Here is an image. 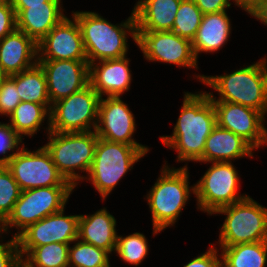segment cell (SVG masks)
<instances>
[{
    "mask_svg": "<svg viewBox=\"0 0 267 267\" xmlns=\"http://www.w3.org/2000/svg\"><path fill=\"white\" fill-rule=\"evenodd\" d=\"M216 125V111L209 94L185 92L172 136H160V139L166 147L177 151L178 162H199L203 157L206 139Z\"/></svg>",
    "mask_w": 267,
    "mask_h": 267,
    "instance_id": "obj_1",
    "label": "cell"
},
{
    "mask_svg": "<svg viewBox=\"0 0 267 267\" xmlns=\"http://www.w3.org/2000/svg\"><path fill=\"white\" fill-rule=\"evenodd\" d=\"M80 26L88 64L107 59L127 57V34L137 43L136 18L131 16L119 25H113L95 12H74Z\"/></svg>",
    "mask_w": 267,
    "mask_h": 267,
    "instance_id": "obj_2",
    "label": "cell"
},
{
    "mask_svg": "<svg viewBox=\"0 0 267 267\" xmlns=\"http://www.w3.org/2000/svg\"><path fill=\"white\" fill-rule=\"evenodd\" d=\"M205 85L219 93V99L208 93L211 101L241 104L267 113V59H261L245 68L219 76H196Z\"/></svg>",
    "mask_w": 267,
    "mask_h": 267,
    "instance_id": "obj_3",
    "label": "cell"
},
{
    "mask_svg": "<svg viewBox=\"0 0 267 267\" xmlns=\"http://www.w3.org/2000/svg\"><path fill=\"white\" fill-rule=\"evenodd\" d=\"M160 177L147 194V201L152 214L153 234L173 226L184 209L190 191L195 194V186H189L187 166L170 169L163 165Z\"/></svg>",
    "mask_w": 267,
    "mask_h": 267,
    "instance_id": "obj_4",
    "label": "cell"
},
{
    "mask_svg": "<svg viewBox=\"0 0 267 267\" xmlns=\"http://www.w3.org/2000/svg\"><path fill=\"white\" fill-rule=\"evenodd\" d=\"M48 143L44 145L59 172L74 187L84 177L76 173L81 170L88 174L93 163L98 141L96 131L48 132Z\"/></svg>",
    "mask_w": 267,
    "mask_h": 267,
    "instance_id": "obj_5",
    "label": "cell"
},
{
    "mask_svg": "<svg viewBox=\"0 0 267 267\" xmlns=\"http://www.w3.org/2000/svg\"><path fill=\"white\" fill-rule=\"evenodd\" d=\"M147 147H134L110 142L98 137L88 180L100 193L102 200L111 193L119 180L148 153Z\"/></svg>",
    "mask_w": 267,
    "mask_h": 267,
    "instance_id": "obj_6",
    "label": "cell"
},
{
    "mask_svg": "<svg viewBox=\"0 0 267 267\" xmlns=\"http://www.w3.org/2000/svg\"><path fill=\"white\" fill-rule=\"evenodd\" d=\"M74 188V186H50L21 191L12 212L0 225V234L7 233L8 227H16L19 231L13 237L17 238L33 223L65 209Z\"/></svg>",
    "mask_w": 267,
    "mask_h": 267,
    "instance_id": "obj_7",
    "label": "cell"
},
{
    "mask_svg": "<svg viewBox=\"0 0 267 267\" xmlns=\"http://www.w3.org/2000/svg\"><path fill=\"white\" fill-rule=\"evenodd\" d=\"M227 215L219 234L220 246L267 241V208L250 196L218 209Z\"/></svg>",
    "mask_w": 267,
    "mask_h": 267,
    "instance_id": "obj_8",
    "label": "cell"
},
{
    "mask_svg": "<svg viewBox=\"0 0 267 267\" xmlns=\"http://www.w3.org/2000/svg\"><path fill=\"white\" fill-rule=\"evenodd\" d=\"M101 97L89 84L52 104L47 131L58 133L95 131ZM92 128V130H91Z\"/></svg>",
    "mask_w": 267,
    "mask_h": 267,
    "instance_id": "obj_9",
    "label": "cell"
},
{
    "mask_svg": "<svg viewBox=\"0 0 267 267\" xmlns=\"http://www.w3.org/2000/svg\"><path fill=\"white\" fill-rule=\"evenodd\" d=\"M238 184L239 175L232 162H212L194 184L198 209L212 215L222 207L245 199L246 194H237Z\"/></svg>",
    "mask_w": 267,
    "mask_h": 267,
    "instance_id": "obj_10",
    "label": "cell"
},
{
    "mask_svg": "<svg viewBox=\"0 0 267 267\" xmlns=\"http://www.w3.org/2000/svg\"><path fill=\"white\" fill-rule=\"evenodd\" d=\"M22 145L6 164L21 191L50 186H73L59 172L44 146L31 152Z\"/></svg>",
    "mask_w": 267,
    "mask_h": 267,
    "instance_id": "obj_11",
    "label": "cell"
},
{
    "mask_svg": "<svg viewBox=\"0 0 267 267\" xmlns=\"http://www.w3.org/2000/svg\"><path fill=\"white\" fill-rule=\"evenodd\" d=\"M78 220L79 215L65 216L63 209L30 225L17 237L21 260L36 246L76 242Z\"/></svg>",
    "mask_w": 267,
    "mask_h": 267,
    "instance_id": "obj_12",
    "label": "cell"
},
{
    "mask_svg": "<svg viewBox=\"0 0 267 267\" xmlns=\"http://www.w3.org/2000/svg\"><path fill=\"white\" fill-rule=\"evenodd\" d=\"M136 44L148 61L198 68L192 41L172 31L137 32Z\"/></svg>",
    "mask_w": 267,
    "mask_h": 267,
    "instance_id": "obj_13",
    "label": "cell"
},
{
    "mask_svg": "<svg viewBox=\"0 0 267 267\" xmlns=\"http://www.w3.org/2000/svg\"><path fill=\"white\" fill-rule=\"evenodd\" d=\"M47 83L51 105L90 84L87 60H38Z\"/></svg>",
    "mask_w": 267,
    "mask_h": 267,
    "instance_id": "obj_14",
    "label": "cell"
},
{
    "mask_svg": "<svg viewBox=\"0 0 267 267\" xmlns=\"http://www.w3.org/2000/svg\"><path fill=\"white\" fill-rule=\"evenodd\" d=\"M217 125L241 136L254 149L263 147L265 116L255 109L237 103L212 101Z\"/></svg>",
    "mask_w": 267,
    "mask_h": 267,
    "instance_id": "obj_15",
    "label": "cell"
},
{
    "mask_svg": "<svg viewBox=\"0 0 267 267\" xmlns=\"http://www.w3.org/2000/svg\"><path fill=\"white\" fill-rule=\"evenodd\" d=\"M135 127L134 115L120 96L100 99L98 123L95 130L99 138L134 147H146L132 138Z\"/></svg>",
    "mask_w": 267,
    "mask_h": 267,
    "instance_id": "obj_16",
    "label": "cell"
},
{
    "mask_svg": "<svg viewBox=\"0 0 267 267\" xmlns=\"http://www.w3.org/2000/svg\"><path fill=\"white\" fill-rule=\"evenodd\" d=\"M64 17L39 43L38 60H87L80 26Z\"/></svg>",
    "mask_w": 267,
    "mask_h": 267,
    "instance_id": "obj_17",
    "label": "cell"
},
{
    "mask_svg": "<svg viewBox=\"0 0 267 267\" xmlns=\"http://www.w3.org/2000/svg\"><path fill=\"white\" fill-rule=\"evenodd\" d=\"M129 59L100 60L89 65V81L92 88L102 98L121 96L128 91L131 84Z\"/></svg>",
    "mask_w": 267,
    "mask_h": 267,
    "instance_id": "obj_18",
    "label": "cell"
},
{
    "mask_svg": "<svg viewBox=\"0 0 267 267\" xmlns=\"http://www.w3.org/2000/svg\"><path fill=\"white\" fill-rule=\"evenodd\" d=\"M0 63L8 76L29 69L38 63V44L15 29L0 40Z\"/></svg>",
    "mask_w": 267,
    "mask_h": 267,
    "instance_id": "obj_19",
    "label": "cell"
},
{
    "mask_svg": "<svg viewBox=\"0 0 267 267\" xmlns=\"http://www.w3.org/2000/svg\"><path fill=\"white\" fill-rule=\"evenodd\" d=\"M16 29L37 44L64 18L61 2H46L30 8H14Z\"/></svg>",
    "mask_w": 267,
    "mask_h": 267,
    "instance_id": "obj_20",
    "label": "cell"
},
{
    "mask_svg": "<svg viewBox=\"0 0 267 267\" xmlns=\"http://www.w3.org/2000/svg\"><path fill=\"white\" fill-rule=\"evenodd\" d=\"M255 150L241 136L216 125L206 139L203 157L199 162H231L248 156Z\"/></svg>",
    "mask_w": 267,
    "mask_h": 267,
    "instance_id": "obj_21",
    "label": "cell"
},
{
    "mask_svg": "<svg viewBox=\"0 0 267 267\" xmlns=\"http://www.w3.org/2000/svg\"><path fill=\"white\" fill-rule=\"evenodd\" d=\"M116 220L106 208L98 210L92 215H79L78 239L92 244L110 254L116 249L117 232Z\"/></svg>",
    "mask_w": 267,
    "mask_h": 267,
    "instance_id": "obj_22",
    "label": "cell"
},
{
    "mask_svg": "<svg viewBox=\"0 0 267 267\" xmlns=\"http://www.w3.org/2000/svg\"><path fill=\"white\" fill-rule=\"evenodd\" d=\"M181 0H139L133 12L137 32L172 31Z\"/></svg>",
    "mask_w": 267,
    "mask_h": 267,
    "instance_id": "obj_23",
    "label": "cell"
},
{
    "mask_svg": "<svg viewBox=\"0 0 267 267\" xmlns=\"http://www.w3.org/2000/svg\"><path fill=\"white\" fill-rule=\"evenodd\" d=\"M230 19L226 11L209 13L202 16L201 24L195 38L192 40V48L196 59L200 52L218 51L231 33Z\"/></svg>",
    "mask_w": 267,
    "mask_h": 267,
    "instance_id": "obj_24",
    "label": "cell"
},
{
    "mask_svg": "<svg viewBox=\"0 0 267 267\" xmlns=\"http://www.w3.org/2000/svg\"><path fill=\"white\" fill-rule=\"evenodd\" d=\"M10 77L16 83L21 102L43 104L51 111L52 105L48 96L46 77L38 63Z\"/></svg>",
    "mask_w": 267,
    "mask_h": 267,
    "instance_id": "obj_25",
    "label": "cell"
},
{
    "mask_svg": "<svg viewBox=\"0 0 267 267\" xmlns=\"http://www.w3.org/2000/svg\"><path fill=\"white\" fill-rule=\"evenodd\" d=\"M222 249V250H221ZM222 267H265L267 241L220 246Z\"/></svg>",
    "mask_w": 267,
    "mask_h": 267,
    "instance_id": "obj_26",
    "label": "cell"
},
{
    "mask_svg": "<svg viewBox=\"0 0 267 267\" xmlns=\"http://www.w3.org/2000/svg\"><path fill=\"white\" fill-rule=\"evenodd\" d=\"M46 116L50 125V111L43 104L20 102L9 115V125L21 139L23 135L32 137L40 129L44 119H47Z\"/></svg>",
    "mask_w": 267,
    "mask_h": 267,
    "instance_id": "obj_27",
    "label": "cell"
},
{
    "mask_svg": "<svg viewBox=\"0 0 267 267\" xmlns=\"http://www.w3.org/2000/svg\"><path fill=\"white\" fill-rule=\"evenodd\" d=\"M69 247L57 242L36 246L21 262L26 267H69Z\"/></svg>",
    "mask_w": 267,
    "mask_h": 267,
    "instance_id": "obj_28",
    "label": "cell"
},
{
    "mask_svg": "<svg viewBox=\"0 0 267 267\" xmlns=\"http://www.w3.org/2000/svg\"><path fill=\"white\" fill-rule=\"evenodd\" d=\"M69 247V267H110L109 252L76 239Z\"/></svg>",
    "mask_w": 267,
    "mask_h": 267,
    "instance_id": "obj_29",
    "label": "cell"
},
{
    "mask_svg": "<svg viewBox=\"0 0 267 267\" xmlns=\"http://www.w3.org/2000/svg\"><path fill=\"white\" fill-rule=\"evenodd\" d=\"M202 16L203 13L197 7L194 0H181L172 32L192 41L201 24Z\"/></svg>",
    "mask_w": 267,
    "mask_h": 267,
    "instance_id": "obj_30",
    "label": "cell"
},
{
    "mask_svg": "<svg viewBox=\"0 0 267 267\" xmlns=\"http://www.w3.org/2000/svg\"><path fill=\"white\" fill-rule=\"evenodd\" d=\"M148 250V242L143 234L118 235L115 252L124 262L137 266L147 257Z\"/></svg>",
    "mask_w": 267,
    "mask_h": 267,
    "instance_id": "obj_31",
    "label": "cell"
},
{
    "mask_svg": "<svg viewBox=\"0 0 267 267\" xmlns=\"http://www.w3.org/2000/svg\"><path fill=\"white\" fill-rule=\"evenodd\" d=\"M21 189L6 165H0V225L7 219L19 199Z\"/></svg>",
    "mask_w": 267,
    "mask_h": 267,
    "instance_id": "obj_32",
    "label": "cell"
},
{
    "mask_svg": "<svg viewBox=\"0 0 267 267\" xmlns=\"http://www.w3.org/2000/svg\"><path fill=\"white\" fill-rule=\"evenodd\" d=\"M21 99L15 81L10 77L0 84V114L9 115L20 104Z\"/></svg>",
    "mask_w": 267,
    "mask_h": 267,
    "instance_id": "obj_33",
    "label": "cell"
},
{
    "mask_svg": "<svg viewBox=\"0 0 267 267\" xmlns=\"http://www.w3.org/2000/svg\"><path fill=\"white\" fill-rule=\"evenodd\" d=\"M20 143H22V139L14 132L10 125L0 122V154H3V157L0 158V165H6L9 162L15 154L14 150L20 149V147L18 148ZM10 151H12V154L7 156L6 154Z\"/></svg>",
    "mask_w": 267,
    "mask_h": 267,
    "instance_id": "obj_34",
    "label": "cell"
},
{
    "mask_svg": "<svg viewBox=\"0 0 267 267\" xmlns=\"http://www.w3.org/2000/svg\"><path fill=\"white\" fill-rule=\"evenodd\" d=\"M21 263L17 238L0 243V267H18Z\"/></svg>",
    "mask_w": 267,
    "mask_h": 267,
    "instance_id": "obj_35",
    "label": "cell"
},
{
    "mask_svg": "<svg viewBox=\"0 0 267 267\" xmlns=\"http://www.w3.org/2000/svg\"><path fill=\"white\" fill-rule=\"evenodd\" d=\"M16 29V14L11 3L0 5V40Z\"/></svg>",
    "mask_w": 267,
    "mask_h": 267,
    "instance_id": "obj_36",
    "label": "cell"
},
{
    "mask_svg": "<svg viewBox=\"0 0 267 267\" xmlns=\"http://www.w3.org/2000/svg\"><path fill=\"white\" fill-rule=\"evenodd\" d=\"M211 245L207 252L189 261L183 267H222V257L220 255L218 258L217 248H213L214 245Z\"/></svg>",
    "mask_w": 267,
    "mask_h": 267,
    "instance_id": "obj_37",
    "label": "cell"
},
{
    "mask_svg": "<svg viewBox=\"0 0 267 267\" xmlns=\"http://www.w3.org/2000/svg\"><path fill=\"white\" fill-rule=\"evenodd\" d=\"M230 0H194L200 11L205 14L226 11L231 6Z\"/></svg>",
    "mask_w": 267,
    "mask_h": 267,
    "instance_id": "obj_38",
    "label": "cell"
},
{
    "mask_svg": "<svg viewBox=\"0 0 267 267\" xmlns=\"http://www.w3.org/2000/svg\"><path fill=\"white\" fill-rule=\"evenodd\" d=\"M247 13L267 25V0L258 1Z\"/></svg>",
    "mask_w": 267,
    "mask_h": 267,
    "instance_id": "obj_39",
    "label": "cell"
},
{
    "mask_svg": "<svg viewBox=\"0 0 267 267\" xmlns=\"http://www.w3.org/2000/svg\"><path fill=\"white\" fill-rule=\"evenodd\" d=\"M46 2H61V0H10L13 8H30V6L44 5Z\"/></svg>",
    "mask_w": 267,
    "mask_h": 267,
    "instance_id": "obj_40",
    "label": "cell"
},
{
    "mask_svg": "<svg viewBox=\"0 0 267 267\" xmlns=\"http://www.w3.org/2000/svg\"><path fill=\"white\" fill-rule=\"evenodd\" d=\"M260 0H233L235 5L248 12Z\"/></svg>",
    "mask_w": 267,
    "mask_h": 267,
    "instance_id": "obj_41",
    "label": "cell"
},
{
    "mask_svg": "<svg viewBox=\"0 0 267 267\" xmlns=\"http://www.w3.org/2000/svg\"><path fill=\"white\" fill-rule=\"evenodd\" d=\"M7 74L4 72L2 65L0 63V84L7 78Z\"/></svg>",
    "mask_w": 267,
    "mask_h": 267,
    "instance_id": "obj_42",
    "label": "cell"
},
{
    "mask_svg": "<svg viewBox=\"0 0 267 267\" xmlns=\"http://www.w3.org/2000/svg\"><path fill=\"white\" fill-rule=\"evenodd\" d=\"M267 145V129L265 128V135H264V143H263V146Z\"/></svg>",
    "mask_w": 267,
    "mask_h": 267,
    "instance_id": "obj_43",
    "label": "cell"
},
{
    "mask_svg": "<svg viewBox=\"0 0 267 267\" xmlns=\"http://www.w3.org/2000/svg\"><path fill=\"white\" fill-rule=\"evenodd\" d=\"M5 3H10V0H0V5H3Z\"/></svg>",
    "mask_w": 267,
    "mask_h": 267,
    "instance_id": "obj_44",
    "label": "cell"
},
{
    "mask_svg": "<svg viewBox=\"0 0 267 267\" xmlns=\"http://www.w3.org/2000/svg\"><path fill=\"white\" fill-rule=\"evenodd\" d=\"M18 267H26V266L21 262Z\"/></svg>",
    "mask_w": 267,
    "mask_h": 267,
    "instance_id": "obj_45",
    "label": "cell"
}]
</instances>
